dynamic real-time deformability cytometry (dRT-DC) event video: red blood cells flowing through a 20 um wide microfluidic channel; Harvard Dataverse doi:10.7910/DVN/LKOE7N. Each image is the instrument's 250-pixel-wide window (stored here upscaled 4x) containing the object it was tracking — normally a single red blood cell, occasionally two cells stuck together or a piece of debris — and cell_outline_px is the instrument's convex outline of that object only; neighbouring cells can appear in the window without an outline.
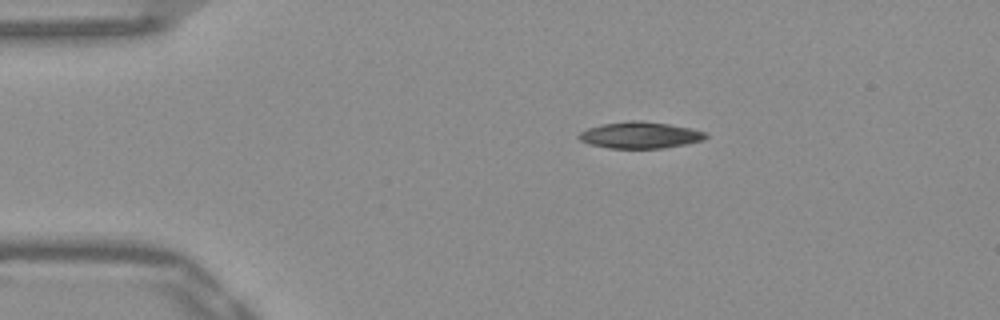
{"species": "Egyptian fruit bat (a non-hibernating species)", "species_latin": "Rousettus aegyptiacus", "temperature_condition": "warm", "stored_images_in_passage": 43, "camera_frame_rate_fps": 3000, "um_per_image_px": 0.085, "frame": {"image": 1, "passage_image": 1, "time_ms": 0.0, "image_size_px": [1000, 320], "cell_outline_px": [[708, 136], [704, 140], [688, 144], [660, 148], [608, 148], [592, 144], [580, 140], [576, 136], [580, 132], [588, 128], [600, 124], [632, 120], [640, 120], [668, 124], [692, 128], [708, 132]], "centroid_in_image_um": [54.44, 11.48], "position_along_channel_um": 30.6, "area_um2": 19.71}}
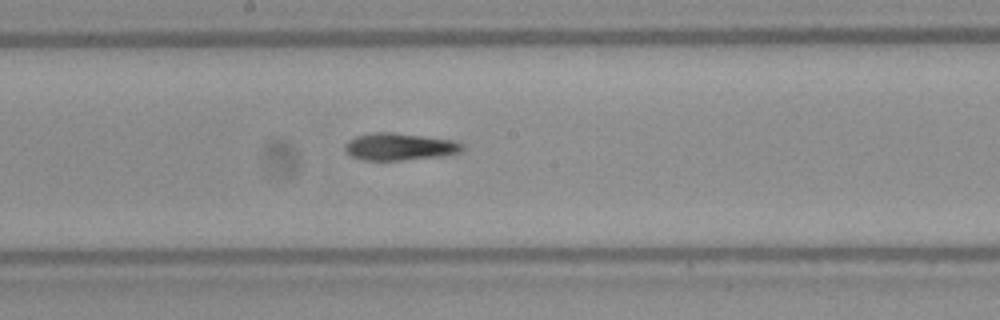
{"frame": {"image": 2, "passage_image": 19, "time_ms": 6.0, "image_size_px": [1000, 320], "cell_outline_px": [[464, 148], [460, 152], [440, 156], [400, 160], [364, 160], [352, 156], [344, 148], [344, 144], [348, 140], [356, 136], [372, 132], [392, 132], [456, 140], [464, 144]], "centroid_in_image_um": [33.97, 12.45], "position_along_channel_um": 214.2, "area_um2": 18.61}}
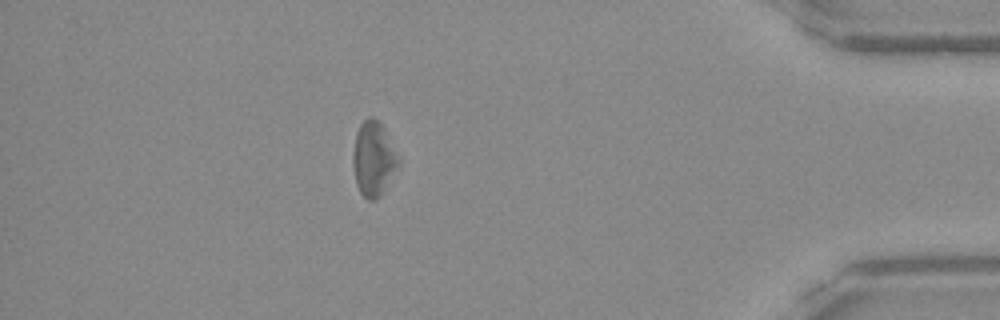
{"frame": {"image": 3, "passage_image": 37, "time_ms": 12.0, "image_size_px": [1000, 320], "cell_outline_px": [[400, 164], [380, 196], [376, 200], [368, 200], [360, 192], [356, 184], [352, 164], [352, 152], [356, 132], [360, 124], [368, 116], [372, 116], [380, 120], [400, 156]], "centroid_in_image_um": [31.75, 13.46], "position_along_channel_um": 403.4, "area_um2": 20.23}}